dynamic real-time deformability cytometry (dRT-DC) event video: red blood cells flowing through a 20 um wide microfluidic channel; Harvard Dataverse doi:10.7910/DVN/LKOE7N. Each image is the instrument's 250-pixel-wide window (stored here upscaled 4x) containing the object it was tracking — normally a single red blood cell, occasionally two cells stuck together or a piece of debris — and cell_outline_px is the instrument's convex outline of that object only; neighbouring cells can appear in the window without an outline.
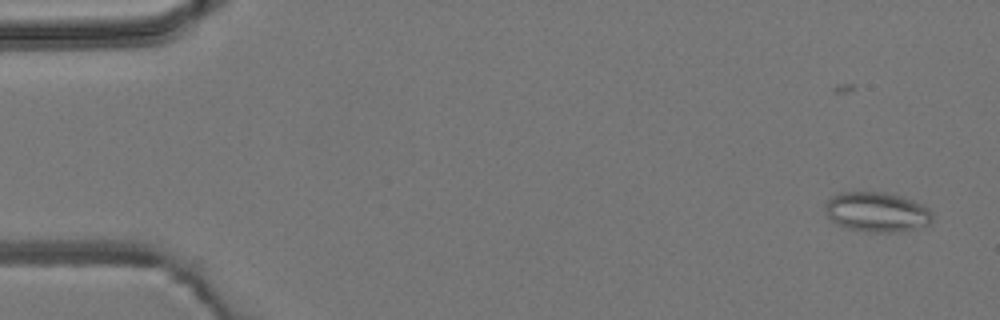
{"species": "common noctule bat (a hibernating species)", "species_latin": "Nyctalus noctula", "temperature_condition": "room temperature", "stored_images_in_passage": 8, "camera_frame_rate_fps": 3000, "um_per_image_px": 0.085, "animal": {"sex": "male", "body_mass_g": 19.2, "forearm_length_mm": 51.8}, "frame": {"image": 1, "passage_image": 2, "time_ms": 1.0, "image_size_px": [1000, 320], "cell_outline_px": [[932, 224], [896, 232], [868, 232], [848, 228], [836, 224], [828, 216], [824, 208], [824, 200], [840, 192], [884, 192], [900, 196], [924, 204], [932, 212]], "centroid_in_image_um": [74.52, 18.01], "position_along_channel_um": 10.5, "area_um2": 25.09}}